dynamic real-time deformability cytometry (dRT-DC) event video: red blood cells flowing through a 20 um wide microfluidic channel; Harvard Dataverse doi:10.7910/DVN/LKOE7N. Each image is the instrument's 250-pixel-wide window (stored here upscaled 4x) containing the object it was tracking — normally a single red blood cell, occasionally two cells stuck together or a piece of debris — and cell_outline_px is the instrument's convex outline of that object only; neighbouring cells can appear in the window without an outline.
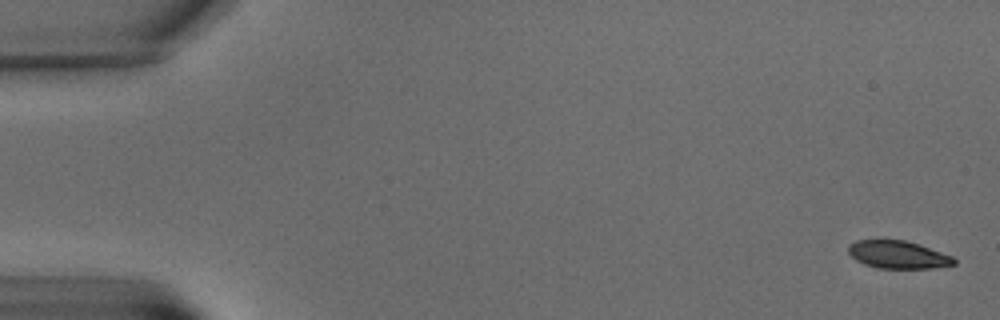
{"species": "common noctule bat (a hibernating species)", "species_latin": "Nyctalus noctula", "temperature_condition": "warm", "stored_images_in_passage": 7, "camera_frame_rate_fps": 3000, "um_per_image_px": 0.085, "animal": {"sex": "male", "body_mass_g": 15.6}, "frame": {"image": 1, "passage_image": 1, "time_ms": 0.0, "image_size_px": [1000, 320], "cell_outline_px": [[956, 264], [932, 268], [876, 268], [864, 264], [856, 260], [848, 252], [848, 244], [856, 240], [880, 236], [884, 236], [904, 240], [920, 244], [952, 256], [956, 260]], "centroid_in_image_um": [76.26, 21.59], "position_along_channel_um": 8.7, "area_um2": 17.86}}
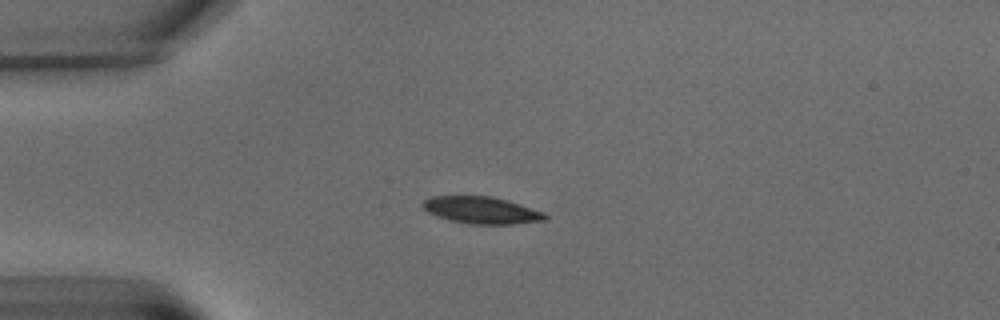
{"frame": {"image": 2, "passage_image": 5, "time_ms": 5.667, "image_size_px": [1000, 320], "cell_outline_px": [[548, 216], [544, 220], [512, 224], [468, 224], [448, 220], [436, 216], [428, 212], [420, 204], [424, 200], [432, 196], [492, 196], [508, 200], [544, 212]], "centroid_in_image_um": [40.9, 17.86], "position_along_channel_um": 44.1, "area_um2": 19.31}}
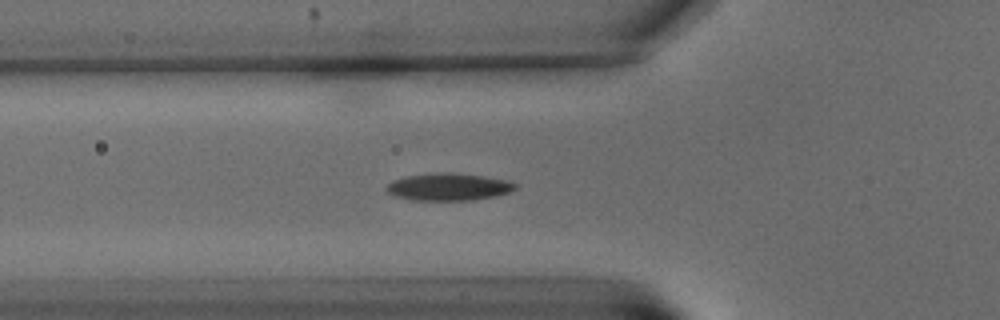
{"frame": {"image": 3, "passage_image": 7, "time_ms": 8.0, "image_size_px": [1000, 320], "cell_outline_px": [[516, 188], [508, 192], [496, 196], [472, 200], [412, 200], [396, 196], [388, 192], [384, 188], [392, 180], [408, 176], [444, 172], [452, 172], [480, 176], [504, 180], [516, 184]], "centroid_in_image_um": [38.09, 15.89], "position_along_channel_um": 87.7, "area_um2": 20.17}}